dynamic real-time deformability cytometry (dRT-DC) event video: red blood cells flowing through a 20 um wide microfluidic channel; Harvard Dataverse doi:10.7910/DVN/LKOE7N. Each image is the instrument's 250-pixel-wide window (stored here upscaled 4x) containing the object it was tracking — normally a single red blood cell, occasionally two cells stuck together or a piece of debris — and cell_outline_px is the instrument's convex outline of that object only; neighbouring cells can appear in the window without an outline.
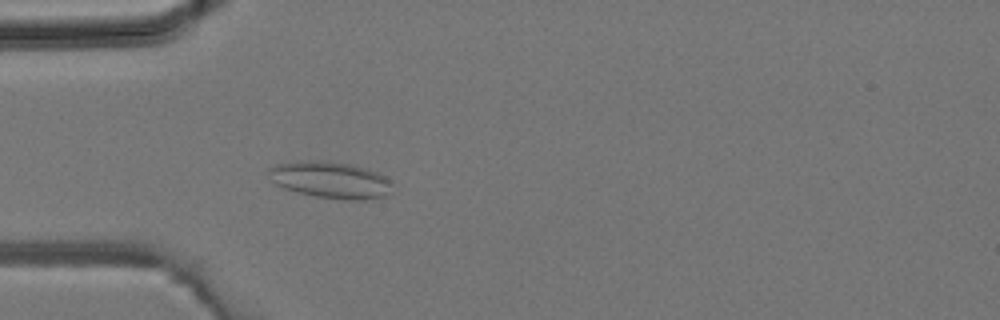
{"species": "common noctule bat (a hibernating species)", "species_latin": "Nyctalus noctula", "temperature_condition": "room temperature", "stored_images_in_passage": 2, "camera_frame_rate_fps": 3000, "um_per_image_px": 0.085, "animal": {"sex": "male", "body_mass_g": 19.2, "forearm_length_mm": 51.8}, "frame": {"image": 1, "passage_image": 2, "time_ms": 0.333, "image_size_px": [1000, 320], "cell_outline_px": [[388, 196], [364, 200], [344, 200], [316, 196], [296, 192], [284, 188], [276, 184], [272, 180], [268, 168], [276, 164], [300, 160], [316, 160], [348, 164], [364, 168], [376, 172], [384, 176], [388, 180]], "centroid_in_image_um": [28.04, 15.3], "position_along_channel_um": 57.0, "area_um2": 26.07}}